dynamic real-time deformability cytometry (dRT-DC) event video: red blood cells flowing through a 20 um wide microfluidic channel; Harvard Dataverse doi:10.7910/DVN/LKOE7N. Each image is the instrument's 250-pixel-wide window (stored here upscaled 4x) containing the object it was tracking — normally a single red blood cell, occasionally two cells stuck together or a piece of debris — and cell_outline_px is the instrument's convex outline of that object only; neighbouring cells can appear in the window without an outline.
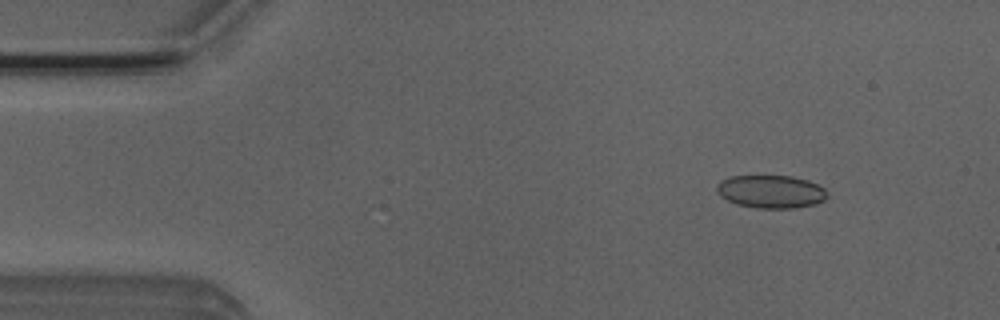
{"species": "Egyptian fruit bat (a non-hibernating species)", "species_latin": "Rousettus aegyptiacus", "temperature_condition": "room temperature", "stored_images_in_passage": 35, "camera_frame_rate_fps": 3000, "um_per_image_px": 0.085, "animal": {"sex": "male"}, "frame": {"image": 1, "passage_image": 5, "time_ms": 1.333, "image_size_px": [1000, 320], "cell_outline_px": [[828, 196], [824, 200], [816, 204], [792, 208], [756, 208], [736, 204], [720, 196], [716, 192], [716, 184], [720, 180], [732, 176], [792, 176], [808, 180], [824, 188]], "centroid_in_image_um": [65.5, 16.28], "position_along_channel_um": 19.5, "area_um2": 21.33}}
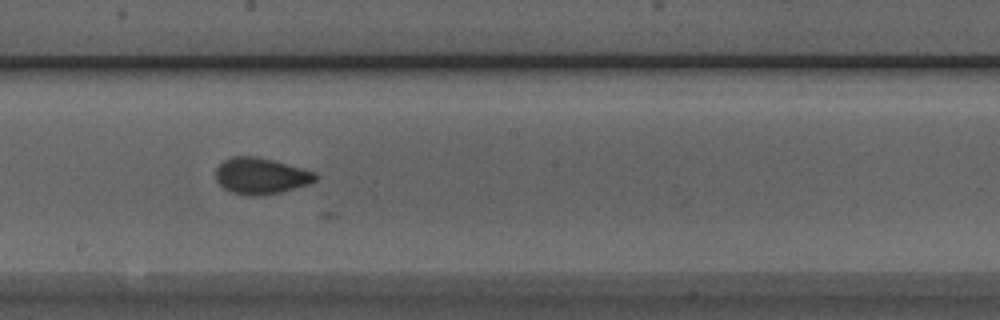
{"frame": {"image": 2, "passage_image": 27, "time_ms": 8.667, "image_size_px": [1000, 320], "cell_outline_px": [[316, 180], [308, 184], [280, 192], [260, 196], [248, 196], [232, 192], [224, 188], [216, 180], [216, 168], [224, 160], [232, 156], [256, 156], [304, 168], [316, 172]], "centroid_in_image_um": [22.17, 14.95], "position_along_channel_um": 226.0, "area_um2": 21.04}}
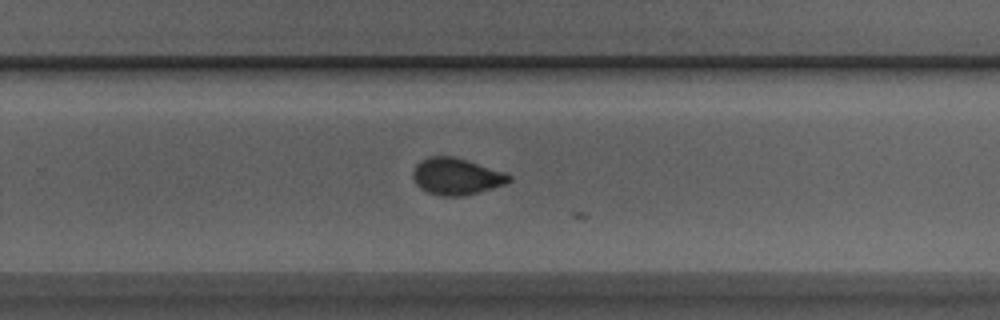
{"frame": {"image": 3, "passage_image": 32, "time_ms": 10.333, "image_size_px": [1000, 320], "cell_outline_px": [[512, 180], [504, 184], [492, 188], [464, 196], [440, 196], [428, 192], [420, 188], [416, 184], [412, 176], [412, 172], [416, 164], [420, 160], [428, 156], [452, 156], [504, 172], [512, 176]], "centroid_in_image_um": [38.75, 15.0], "position_along_channel_um": 291.1, "area_um2": 20.46}}